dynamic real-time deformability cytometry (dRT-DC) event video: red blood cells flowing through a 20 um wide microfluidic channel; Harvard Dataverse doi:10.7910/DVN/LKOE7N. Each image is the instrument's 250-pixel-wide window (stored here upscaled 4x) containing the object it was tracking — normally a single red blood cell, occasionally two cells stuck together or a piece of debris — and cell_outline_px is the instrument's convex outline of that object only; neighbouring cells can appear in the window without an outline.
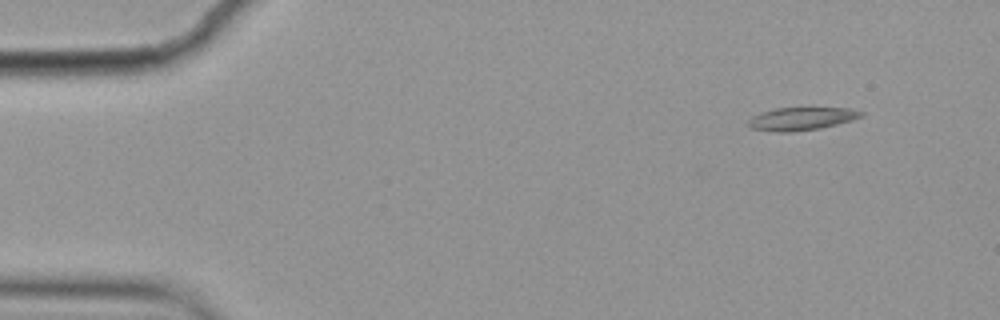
{"species": "common noctule bat (a hibernating species)", "species_latin": "Nyctalus noctula", "temperature_condition": "cold", "stored_images_in_passage": 4, "camera_frame_rate_fps": 3000, "um_per_image_px": 0.085, "animal": {"sex": "female", "body_mass_g": 19.9}, "frame": {"image": 1, "passage_image": 1, "time_ms": 0.0, "image_size_px": [1000, 320], "cell_outline_px": [[864, 116], [852, 120], [820, 128], [792, 132], [776, 132], [752, 128], [748, 124], [748, 120], [752, 116], [776, 108], [848, 108], [864, 112]], "centroid_in_image_um": [68.14, 10.09], "position_along_channel_um": 16.9, "area_um2": 14.91}}
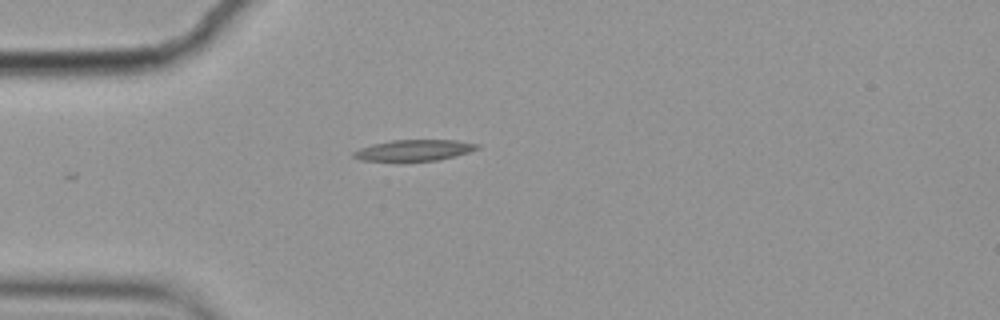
{"frame": {"image": 2, "passage_image": 4, "time_ms": 1.0, "image_size_px": [1000, 320], "cell_outline_px": [[480, 148], [456, 156], [440, 160], [360, 160], [352, 156], [352, 152], [360, 148], [372, 144], [392, 140], [456, 140], [480, 144]], "centroid_in_image_um": [35.23, 12.76], "position_along_channel_um": 49.8, "area_um2": 15.03}}